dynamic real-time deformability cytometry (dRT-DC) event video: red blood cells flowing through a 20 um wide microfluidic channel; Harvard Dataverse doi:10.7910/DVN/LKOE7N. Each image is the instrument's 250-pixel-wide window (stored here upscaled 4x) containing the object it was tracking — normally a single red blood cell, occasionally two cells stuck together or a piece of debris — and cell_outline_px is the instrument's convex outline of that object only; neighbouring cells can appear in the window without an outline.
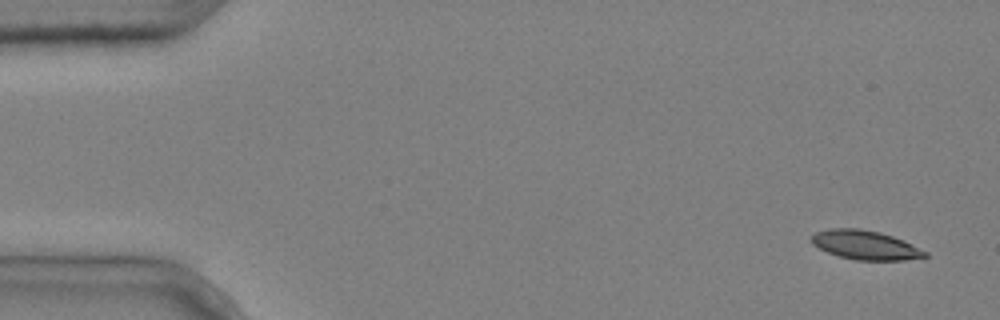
{"species": "common noctule bat (a hibernating species)", "species_latin": "Nyctalus noctula", "temperature_condition": "cold", "stored_images_in_passage": 13, "camera_frame_rate_fps": 3000, "um_per_image_px": 0.085, "animal": {"sex": "male", "body_mass_g": 20.4}, "frame": {"image": 1, "passage_image": 1, "time_ms": 0.0, "image_size_px": [1000, 320], "cell_outline_px": [[928, 256], [904, 260], [856, 260], [840, 256], [828, 252], [812, 244], [812, 236], [816, 232], [828, 228], [860, 228], [880, 232], [892, 236], [928, 252]], "centroid_in_image_um": [73.54, 20.82], "position_along_channel_um": 11.5, "area_um2": 19.02}}
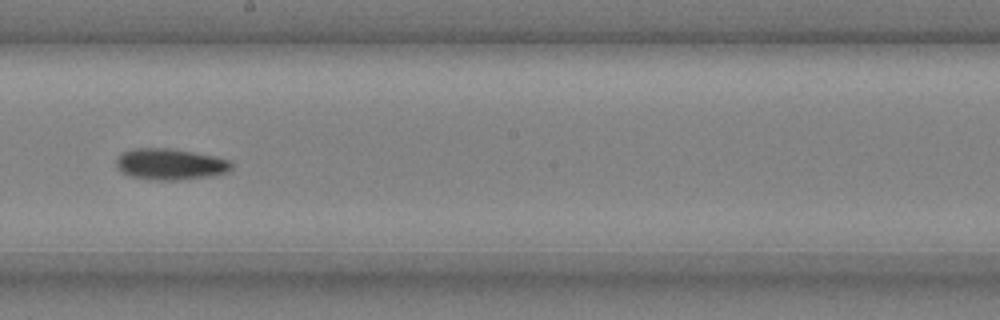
{"frame": {"image": 2, "passage_image": 8, "time_ms": 2.333, "image_size_px": [1000, 320], "cell_outline_px": [[232, 168], [228, 172], [216, 176], [176, 180], [156, 180], [128, 176], [116, 168], [116, 160], [120, 152], [132, 148], [168, 148], [216, 156], [228, 160], [232, 164]], "centroid_in_image_um": [14.45, 13.96], "position_along_channel_um": 233.8, "area_um2": 21.27}}
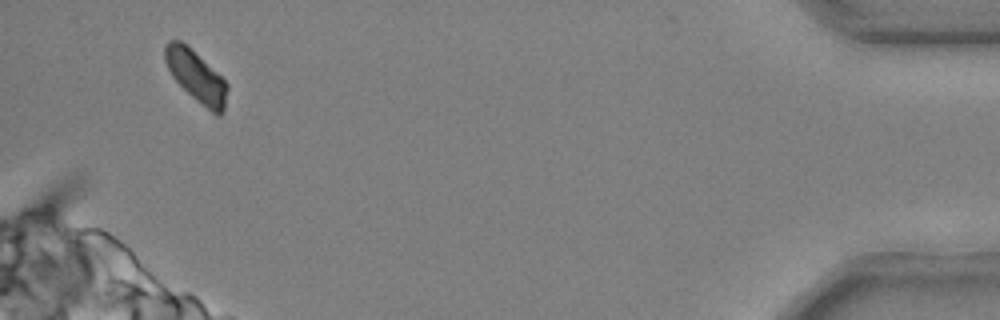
{"frame": {"image": 3, "passage_image": 13, "time_ms": 4.0, "image_size_px": [1000, 320], "cell_outline_px": [[228, 88], [224, 108], [220, 116], [216, 116], [196, 100], [172, 76], [164, 60], [164, 44], [168, 40], [180, 40], [216, 72], [228, 84]], "centroid_in_image_um": [16.66, 6.49], "position_along_channel_um": 418.5, "area_um2": 18.21}}